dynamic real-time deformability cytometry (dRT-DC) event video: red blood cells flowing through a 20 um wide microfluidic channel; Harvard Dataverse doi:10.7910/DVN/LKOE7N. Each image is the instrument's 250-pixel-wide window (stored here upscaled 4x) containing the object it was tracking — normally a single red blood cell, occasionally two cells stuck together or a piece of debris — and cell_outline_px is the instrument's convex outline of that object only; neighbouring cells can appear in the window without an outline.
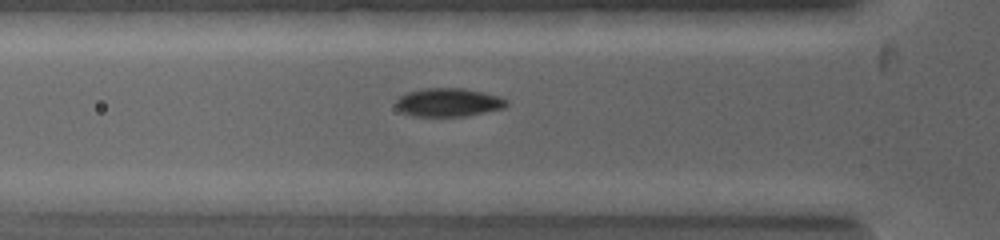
{"species": "common noctule bat (a hibernating species)", "species_latin": "Nyctalus noctula", "temperature_condition": "warm", "stored_images_in_passage": 7, "camera_frame_rate_fps": 5000, "um_per_image_px": 0.085, "animal": {"sex": "female", "body_mass_g": 19.0, "forearm_length_mm": 53.3}, "frame": {"image": 1, "passage_image": 4, "time_ms": 0.8, "image_size_px": [1000, 240], "cell_outline_px": [[508, 104], [504, 108], [468, 116], [412, 116], [404, 112], [396, 104], [396, 100], [400, 96], [408, 92], [424, 88], [464, 88], [496, 96], [504, 100]], "centroid_in_image_um": [38.1, 8.71], "position_along_channel_um": 87.7, "area_um2": 17.98}}